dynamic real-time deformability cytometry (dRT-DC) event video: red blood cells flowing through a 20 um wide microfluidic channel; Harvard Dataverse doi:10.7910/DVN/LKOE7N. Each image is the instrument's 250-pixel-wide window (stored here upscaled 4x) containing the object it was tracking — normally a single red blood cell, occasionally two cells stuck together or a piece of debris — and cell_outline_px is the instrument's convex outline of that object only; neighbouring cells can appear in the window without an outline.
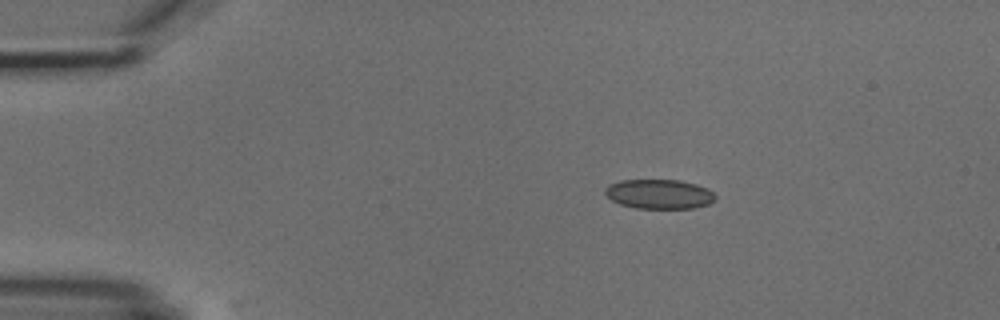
{"species": "common noctule bat (a hibernating species)", "species_latin": "Nyctalus noctula", "temperature_condition": "cold", "stored_images_in_passage": 4, "camera_frame_rate_fps": 3000, "um_per_image_px": 0.085, "animal": {"sex": "male", "body_mass_g": 18.8}, "frame": {"image": 1, "passage_image": 2, "time_ms": 2.0, "image_size_px": [1000, 320], "cell_outline_px": [[716, 200], [708, 204], [696, 208], [636, 208], [620, 204], [612, 200], [604, 192], [604, 188], [608, 184], [620, 180], [680, 180], [696, 184], [708, 188], [716, 196]], "centroid_in_image_um": [56.04, 16.49], "position_along_channel_um": 29.0, "area_um2": 19.07}}